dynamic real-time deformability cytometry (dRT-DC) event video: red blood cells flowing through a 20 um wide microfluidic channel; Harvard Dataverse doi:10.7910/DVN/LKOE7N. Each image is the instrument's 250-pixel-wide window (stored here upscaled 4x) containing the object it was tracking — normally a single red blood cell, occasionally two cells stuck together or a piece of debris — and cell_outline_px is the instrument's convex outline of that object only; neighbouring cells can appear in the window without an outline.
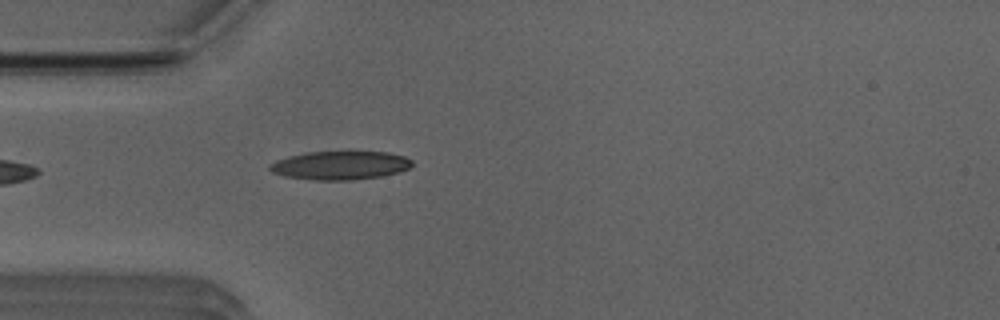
{"species": "Egyptian fruit bat (a non-hibernating species)", "species_latin": "Rousettus aegyptiacus", "temperature_condition": "room temperature", "stored_images_in_passage": 39, "camera_frame_rate_fps": 3000, "um_per_image_px": 0.085, "animal": {"sex": "male"}, "frame": {"image": 1, "passage_image": 2, "time_ms": 0.333, "image_size_px": [1000, 320], "cell_outline_px": [[412, 164], [408, 168], [400, 172], [380, 176], [352, 180], [316, 180], [284, 176], [272, 172], [268, 168], [268, 164], [276, 160], [288, 156], [308, 152], [388, 152], [404, 156], [412, 160]], "centroid_in_image_um": [28.89, 14.05], "position_along_channel_um": 56.1, "area_um2": 23.64}}
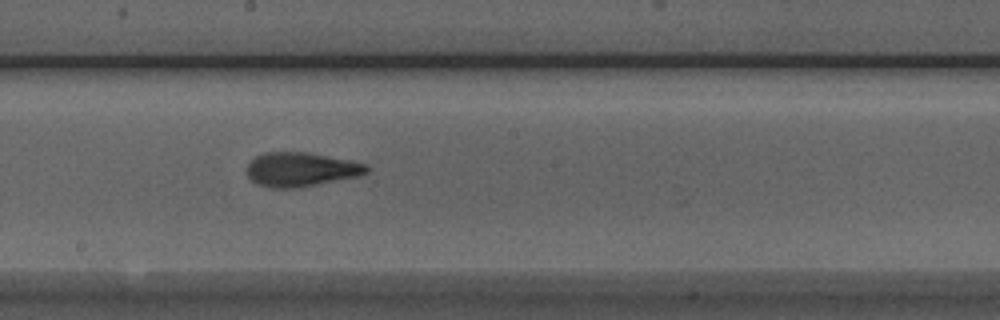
{"frame": {"image": 2, "passage_image": 15, "time_ms": 4.667, "image_size_px": [1000, 320], "cell_outline_px": [[368, 172], [360, 176], [296, 188], [268, 188], [256, 184], [248, 176], [248, 164], [256, 156], [264, 152], [304, 152], [348, 160], [368, 164]], "centroid_in_image_um": [25.57, 14.41], "position_along_channel_um": 222.6, "area_um2": 23.7}}
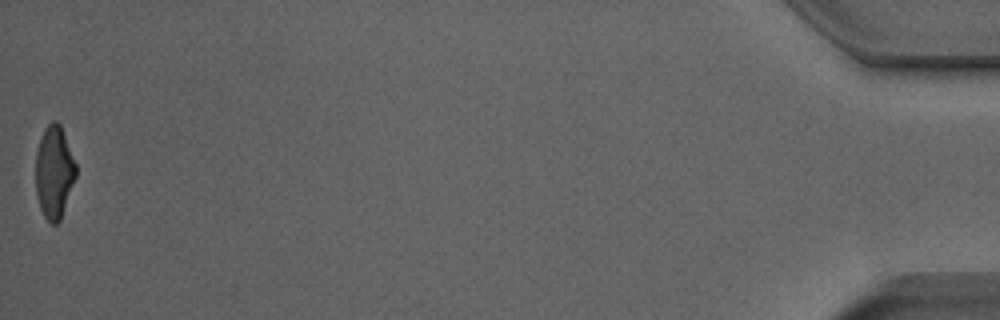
{"frame": {"image": 3, "passage_image": 39, "time_ms": 12.667, "image_size_px": [1000, 320], "cell_outline_px": [[76, 176], [60, 220], [56, 224], [52, 224], [44, 216], [40, 208], [36, 196], [36, 152], [40, 136], [44, 128], [52, 120], [56, 120], [60, 124], [76, 164]], "centroid_in_image_um": [4.59, 14.61], "position_along_channel_um": 430.6, "area_um2": 21.68}, "authors_computed_cell_mechanics": {"area_um2": 23.3512, "velocity_mm_per_s": 3.9325, "shape_relaxation_time_tau1_ms": 4.6101, "shape_relaxation_time_tau2_ms": 1.8494, "deformation_change_tau1": 0.1833, "deformation_change_tau2": 0.0998}}